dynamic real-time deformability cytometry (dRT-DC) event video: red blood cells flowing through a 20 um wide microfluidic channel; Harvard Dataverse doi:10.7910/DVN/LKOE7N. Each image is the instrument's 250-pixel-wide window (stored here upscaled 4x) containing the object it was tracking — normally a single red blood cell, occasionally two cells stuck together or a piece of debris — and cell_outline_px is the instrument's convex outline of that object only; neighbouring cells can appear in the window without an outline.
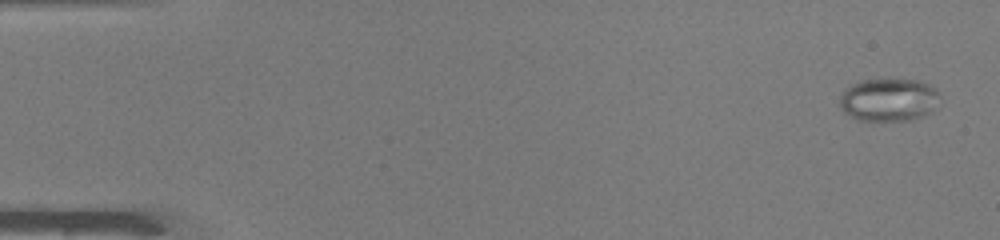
{"species": "common noctule bat (a hibernating species)", "species_latin": "Nyctalus noctula", "temperature_condition": "warm", "stored_images_in_passage": 49, "camera_frame_rate_fps": 3000, "um_per_image_px": 0.085, "animal": {"sex": "male", "body_mass_g": 19.0, "forearm_length_mm": 50.8}, "frame": {"image": 1, "passage_image": 2, "time_ms": 0.333, "image_size_px": [1000, 240], "cell_outline_px": [[940, 96], [932, 112], [912, 120], [856, 120], [844, 112], [840, 108], [840, 96], [852, 84], [860, 80], [916, 80], [928, 84], [936, 88], [940, 92]], "centroid_in_image_um": [75.56, 8.49], "position_along_channel_um": 9.4, "area_um2": 24.97}}
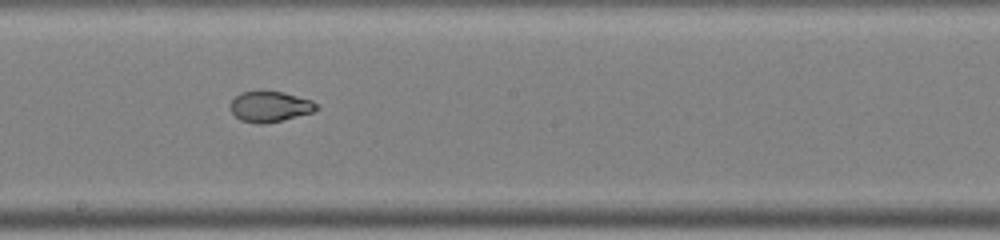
{"frame": {"image": 2, "passage_image": 28, "time_ms": 9.0, "image_size_px": [1000, 240], "cell_outline_px": [[320, 108], [312, 112], [264, 124], [256, 124], [240, 120], [232, 112], [232, 100], [240, 92], [284, 92], [312, 100]], "centroid_in_image_um": [22.96, 9.06], "position_along_channel_um": 225.2, "area_um2": 15.03}}
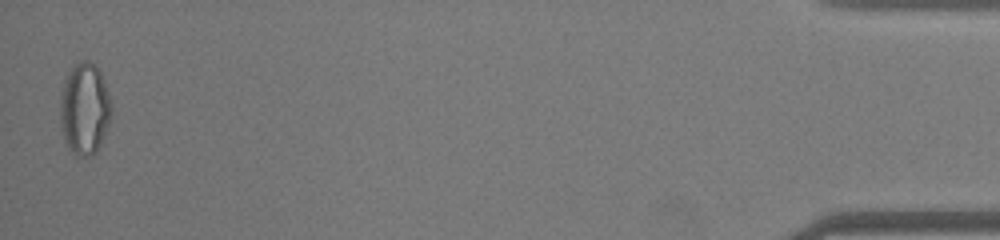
{"frame": {"image": 3, "passage_image": 49, "time_ms": 16.0, "image_size_px": [1000, 240], "cell_outline_px": [[112, 112], [108, 128], [96, 152], [92, 156], [76, 156], [68, 148], [64, 140], [60, 120], [60, 96], [64, 80], [68, 72], [80, 60], [88, 60], [100, 72], [104, 80], [112, 104]], "centroid_in_image_um": [7.19, 9.27], "position_along_channel_um": 428.0, "area_um2": 27.63}, "authors_computed_cell_mechanics": {"area_um2": 19.9988, "velocity_mm_per_s": 4.1384, "shape_relaxation_time_tau1_ms": null, "shape_relaxation_time_tau2_ms": 1.031, "deformation_change_tau1": null, "deformation_change_tau2": 0.0563}}